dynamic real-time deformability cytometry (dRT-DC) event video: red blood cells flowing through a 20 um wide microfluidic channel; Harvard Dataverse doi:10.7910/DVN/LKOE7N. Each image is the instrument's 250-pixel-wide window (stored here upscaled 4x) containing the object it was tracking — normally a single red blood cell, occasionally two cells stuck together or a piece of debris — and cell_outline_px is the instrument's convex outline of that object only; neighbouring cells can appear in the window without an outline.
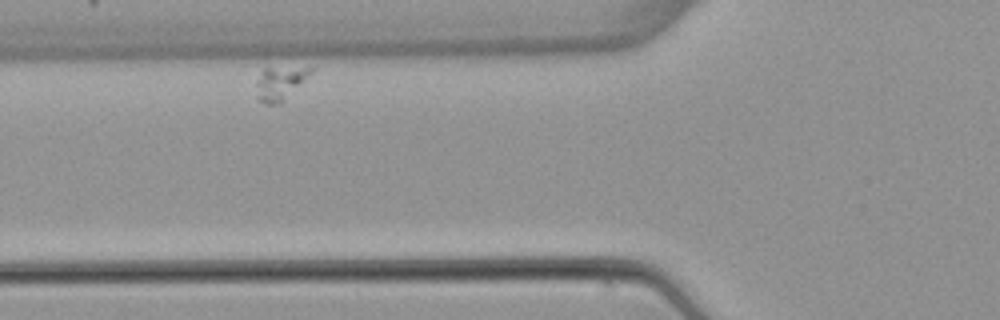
{"species": "common noctule bat (a hibernating species)", "species_latin": "Nyctalus noctula", "temperature_condition": "warm", "stored_images_in_passage": 3, "camera_frame_rate_fps": 3000, "um_per_image_px": 0.085, "animal": {"sex": "female", "body_mass_g": 22.7, "forearm_length_mm": 54.2}, "frame": {"image": 1, "passage_image": 2, "time_ms": 1.333, "image_size_px": [1000, 320], "cell_outline_px": [[312, 72], [284, 100], [276, 104], [264, 104], [256, 96], [256, 84], [264, 68], [312, 68]], "centroid_in_image_um": [23.75, 7.09], "position_along_channel_um": 102.0, "area_um2": 10.12}}